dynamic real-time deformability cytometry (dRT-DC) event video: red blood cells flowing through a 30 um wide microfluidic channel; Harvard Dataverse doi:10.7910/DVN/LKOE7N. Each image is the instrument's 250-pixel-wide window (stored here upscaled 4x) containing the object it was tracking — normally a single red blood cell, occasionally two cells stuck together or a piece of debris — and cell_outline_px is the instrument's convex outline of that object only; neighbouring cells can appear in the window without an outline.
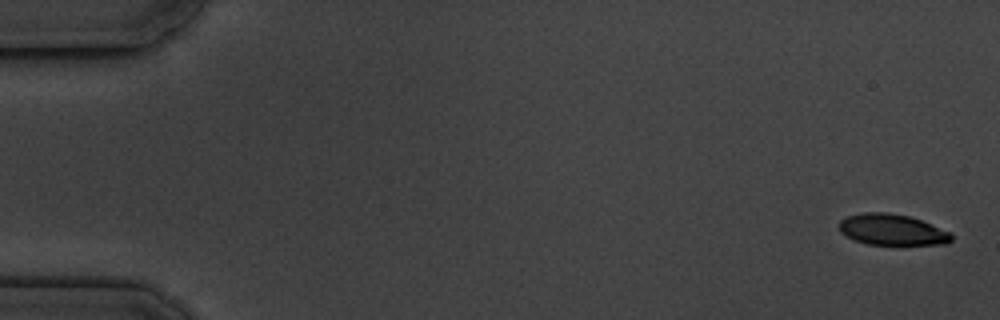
{"species": "common noctule bat (a hibernating species)", "species_latin": "Nyctalus noctula", "temperature_condition": "cold", "stored_images_in_passage": 5, "camera_frame_rate_fps": 3000, "um_per_image_px": 0.085, "animal": {"sex": "male", "body_mass_g": 19.5, "forearm_length_mm": 54.6}, "frame": {"image": 1, "passage_image": 1, "time_ms": 0.0, "image_size_px": [1000, 320], "cell_outline_px": [[952, 240], [944, 244], [868, 244], [856, 240], [840, 232], [840, 220], [848, 216], [864, 212], [884, 212], [908, 216], [920, 220], [952, 232]], "centroid_in_image_um": [75.84, 19.52], "position_along_channel_um": 9.2, "area_um2": 20.0}}
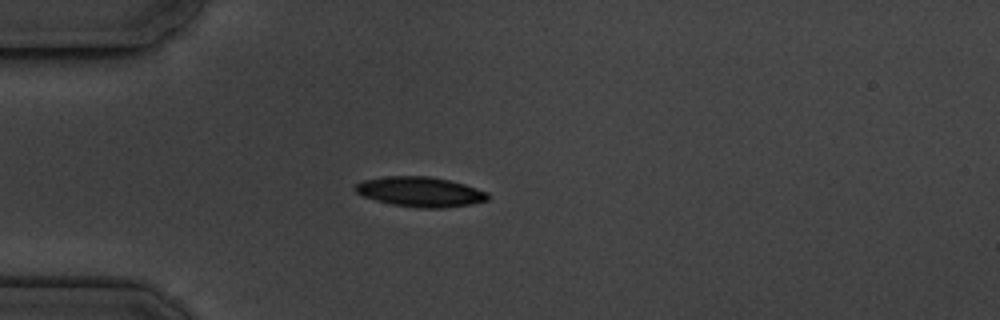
{"frame": {"image": 2, "passage_image": 5, "time_ms": 4.667, "image_size_px": [1000, 320], "cell_outline_px": [[488, 200], [468, 204], [444, 208], [416, 208], [392, 204], [376, 200], [364, 196], [356, 192], [352, 188], [356, 184], [364, 180], [384, 176], [428, 176], [448, 180], [464, 184], [488, 192]], "centroid_in_image_um": [35.69, 16.3], "position_along_channel_um": 49.3, "area_um2": 23.0}}